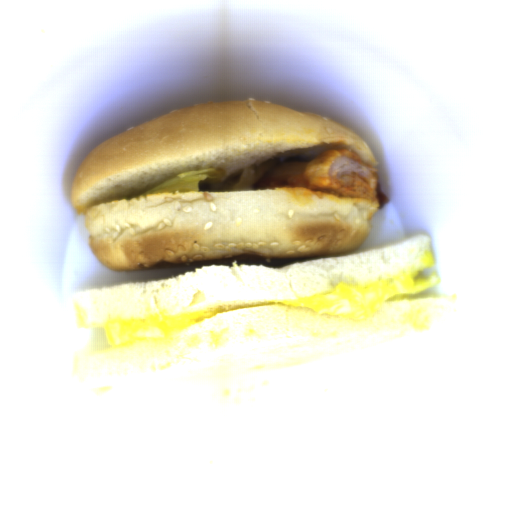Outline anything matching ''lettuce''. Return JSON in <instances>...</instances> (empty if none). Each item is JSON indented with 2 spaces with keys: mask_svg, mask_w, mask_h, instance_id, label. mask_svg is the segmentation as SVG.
Returning a JSON list of instances; mask_svg holds the SVG:
<instances>
[{
  "mask_svg": "<svg viewBox=\"0 0 512 512\" xmlns=\"http://www.w3.org/2000/svg\"><path fill=\"white\" fill-rule=\"evenodd\" d=\"M281 163L282 158H275L266 163L250 167L229 179H225L223 171L215 167L195 169L174 176L142 194L133 197H122V200L159 194L254 190L256 183Z\"/></svg>",
  "mask_w": 512,
  "mask_h": 512,
  "instance_id": "obj_1",
  "label": "lettuce"
}]
</instances>
